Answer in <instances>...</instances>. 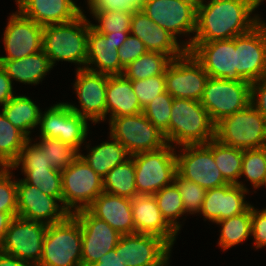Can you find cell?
I'll use <instances>...</instances> for the list:
<instances>
[{
  "label": "cell",
  "instance_id": "1",
  "mask_svg": "<svg viewBox=\"0 0 266 266\" xmlns=\"http://www.w3.org/2000/svg\"><path fill=\"white\" fill-rule=\"evenodd\" d=\"M208 1V2H207ZM197 10L192 42L232 39L249 32L262 18L246 0H207Z\"/></svg>",
  "mask_w": 266,
  "mask_h": 266
},
{
  "label": "cell",
  "instance_id": "2",
  "mask_svg": "<svg viewBox=\"0 0 266 266\" xmlns=\"http://www.w3.org/2000/svg\"><path fill=\"white\" fill-rule=\"evenodd\" d=\"M89 19L82 13L66 23L43 27L42 50L49 57L51 65L66 61L84 69L87 62V37Z\"/></svg>",
  "mask_w": 266,
  "mask_h": 266
},
{
  "label": "cell",
  "instance_id": "3",
  "mask_svg": "<svg viewBox=\"0 0 266 266\" xmlns=\"http://www.w3.org/2000/svg\"><path fill=\"white\" fill-rule=\"evenodd\" d=\"M214 138L215 124L200 101L173 99L169 122L171 146L179 148L186 145L206 144Z\"/></svg>",
  "mask_w": 266,
  "mask_h": 266
},
{
  "label": "cell",
  "instance_id": "4",
  "mask_svg": "<svg viewBox=\"0 0 266 266\" xmlns=\"http://www.w3.org/2000/svg\"><path fill=\"white\" fill-rule=\"evenodd\" d=\"M82 233L78 219L69 214L48 225L37 266H82Z\"/></svg>",
  "mask_w": 266,
  "mask_h": 266
},
{
  "label": "cell",
  "instance_id": "5",
  "mask_svg": "<svg viewBox=\"0 0 266 266\" xmlns=\"http://www.w3.org/2000/svg\"><path fill=\"white\" fill-rule=\"evenodd\" d=\"M215 139L243 150L266 147V120L249 104L215 124Z\"/></svg>",
  "mask_w": 266,
  "mask_h": 266
},
{
  "label": "cell",
  "instance_id": "6",
  "mask_svg": "<svg viewBox=\"0 0 266 266\" xmlns=\"http://www.w3.org/2000/svg\"><path fill=\"white\" fill-rule=\"evenodd\" d=\"M166 146L132 155L135 164V184L138 194L154 195L174 183L177 174L176 149Z\"/></svg>",
  "mask_w": 266,
  "mask_h": 266
},
{
  "label": "cell",
  "instance_id": "7",
  "mask_svg": "<svg viewBox=\"0 0 266 266\" xmlns=\"http://www.w3.org/2000/svg\"><path fill=\"white\" fill-rule=\"evenodd\" d=\"M62 205L70 213L87 209L102 193L103 178L80 156L61 171Z\"/></svg>",
  "mask_w": 266,
  "mask_h": 266
},
{
  "label": "cell",
  "instance_id": "8",
  "mask_svg": "<svg viewBox=\"0 0 266 266\" xmlns=\"http://www.w3.org/2000/svg\"><path fill=\"white\" fill-rule=\"evenodd\" d=\"M250 98L251 83L209 77L200 103L216 124L224 117L246 108L250 104Z\"/></svg>",
  "mask_w": 266,
  "mask_h": 266
},
{
  "label": "cell",
  "instance_id": "9",
  "mask_svg": "<svg viewBox=\"0 0 266 266\" xmlns=\"http://www.w3.org/2000/svg\"><path fill=\"white\" fill-rule=\"evenodd\" d=\"M108 122L109 135L119 141L131 156L155 151L168 144L164 133L143 113L114 117Z\"/></svg>",
  "mask_w": 266,
  "mask_h": 266
},
{
  "label": "cell",
  "instance_id": "10",
  "mask_svg": "<svg viewBox=\"0 0 266 266\" xmlns=\"http://www.w3.org/2000/svg\"><path fill=\"white\" fill-rule=\"evenodd\" d=\"M40 127V128H39ZM88 120L72 111L65 102H58L40 113V137L59 139L79 152L88 137Z\"/></svg>",
  "mask_w": 266,
  "mask_h": 266
},
{
  "label": "cell",
  "instance_id": "11",
  "mask_svg": "<svg viewBox=\"0 0 266 266\" xmlns=\"http://www.w3.org/2000/svg\"><path fill=\"white\" fill-rule=\"evenodd\" d=\"M208 73L190 51L174 58L165 71L166 91L173 98L200 101Z\"/></svg>",
  "mask_w": 266,
  "mask_h": 266
},
{
  "label": "cell",
  "instance_id": "12",
  "mask_svg": "<svg viewBox=\"0 0 266 266\" xmlns=\"http://www.w3.org/2000/svg\"><path fill=\"white\" fill-rule=\"evenodd\" d=\"M144 13L157 25L166 29L177 40V36H188L186 42L180 43L188 50L192 45L196 30L197 10L182 0H146Z\"/></svg>",
  "mask_w": 266,
  "mask_h": 266
},
{
  "label": "cell",
  "instance_id": "13",
  "mask_svg": "<svg viewBox=\"0 0 266 266\" xmlns=\"http://www.w3.org/2000/svg\"><path fill=\"white\" fill-rule=\"evenodd\" d=\"M47 226L41 222L14 217L0 244V251L38 265Z\"/></svg>",
  "mask_w": 266,
  "mask_h": 266
},
{
  "label": "cell",
  "instance_id": "14",
  "mask_svg": "<svg viewBox=\"0 0 266 266\" xmlns=\"http://www.w3.org/2000/svg\"><path fill=\"white\" fill-rule=\"evenodd\" d=\"M176 162L180 176L206 190L228 184L214 161L212 150L206 144L181 146L176 153Z\"/></svg>",
  "mask_w": 266,
  "mask_h": 266
},
{
  "label": "cell",
  "instance_id": "15",
  "mask_svg": "<svg viewBox=\"0 0 266 266\" xmlns=\"http://www.w3.org/2000/svg\"><path fill=\"white\" fill-rule=\"evenodd\" d=\"M76 80L73 84L74 91L79 100V106L66 103L67 106L92 123H100L106 118V86L108 75L93 72L87 69H75Z\"/></svg>",
  "mask_w": 266,
  "mask_h": 266
},
{
  "label": "cell",
  "instance_id": "16",
  "mask_svg": "<svg viewBox=\"0 0 266 266\" xmlns=\"http://www.w3.org/2000/svg\"><path fill=\"white\" fill-rule=\"evenodd\" d=\"M171 250L163 238L141 233L122 235L115 247L127 266H169Z\"/></svg>",
  "mask_w": 266,
  "mask_h": 266
},
{
  "label": "cell",
  "instance_id": "17",
  "mask_svg": "<svg viewBox=\"0 0 266 266\" xmlns=\"http://www.w3.org/2000/svg\"><path fill=\"white\" fill-rule=\"evenodd\" d=\"M236 71L253 83L266 75V22L261 20L249 32L235 37Z\"/></svg>",
  "mask_w": 266,
  "mask_h": 266
},
{
  "label": "cell",
  "instance_id": "18",
  "mask_svg": "<svg viewBox=\"0 0 266 266\" xmlns=\"http://www.w3.org/2000/svg\"><path fill=\"white\" fill-rule=\"evenodd\" d=\"M7 20L3 33L6 56H0V60H17L42 50L43 26L23 16L18 10Z\"/></svg>",
  "mask_w": 266,
  "mask_h": 266
},
{
  "label": "cell",
  "instance_id": "19",
  "mask_svg": "<svg viewBox=\"0 0 266 266\" xmlns=\"http://www.w3.org/2000/svg\"><path fill=\"white\" fill-rule=\"evenodd\" d=\"M73 215L81 226L82 266H90L114 249L122 235L107 222L93 216L87 209L79 210Z\"/></svg>",
  "mask_w": 266,
  "mask_h": 266
},
{
  "label": "cell",
  "instance_id": "20",
  "mask_svg": "<svg viewBox=\"0 0 266 266\" xmlns=\"http://www.w3.org/2000/svg\"><path fill=\"white\" fill-rule=\"evenodd\" d=\"M61 202L39 188L17 180V216L46 225L64 220L70 213Z\"/></svg>",
  "mask_w": 266,
  "mask_h": 266
},
{
  "label": "cell",
  "instance_id": "21",
  "mask_svg": "<svg viewBox=\"0 0 266 266\" xmlns=\"http://www.w3.org/2000/svg\"><path fill=\"white\" fill-rule=\"evenodd\" d=\"M187 51L201 63L209 77L243 80L236 71L235 37L211 42H192Z\"/></svg>",
  "mask_w": 266,
  "mask_h": 266
},
{
  "label": "cell",
  "instance_id": "22",
  "mask_svg": "<svg viewBox=\"0 0 266 266\" xmlns=\"http://www.w3.org/2000/svg\"><path fill=\"white\" fill-rule=\"evenodd\" d=\"M247 193L249 190L233 184L207 189L199 214L205 221L216 223L244 213L252 206L245 200Z\"/></svg>",
  "mask_w": 266,
  "mask_h": 266
},
{
  "label": "cell",
  "instance_id": "23",
  "mask_svg": "<svg viewBox=\"0 0 266 266\" xmlns=\"http://www.w3.org/2000/svg\"><path fill=\"white\" fill-rule=\"evenodd\" d=\"M130 34L139 38L147 51L163 53L172 59L187 51L172 34L157 25L142 10L133 12Z\"/></svg>",
  "mask_w": 266,
  "mask_h": 266
},
{
  "label": "cell",
  "instance_id": "24",
  "mask_svg": "<svg viewBox=\"0 0 266 266\" xmlns=\"http://www.w3.org/2000/svg\"><path fill=\"white\" fill-rule=\"evenodd\" d=\"M131 209L135 233L159 236L173 247L178 233L163 218L154 195H136Z\"/></svg>",
  "mask_w": 266,
  "mask_h": 266
},
{
  "label": "cell",
  "instance_id": "25",
  "mask_svg": "<svg viewBox=\"0 0 266 266\" xmlns=\"http://www.w3.org/2000/svg\"><path fill=\"white\" fill-rule=\"evenodd\" d=\"M18 11L41 26L66 23L82 13L73 0H15Z\"/></svg>",
  "mask_w": 266,
  "mask_h": 266
},
{
  "label": "cell",
  "instance_id": "26",
  "mask_svg": "<svg viewBox=\"0 0 266 266\" xmlns=\"http://www.w3.org/2000/svg\"><path fill=\"white\" fill-rule=\"evenodd\" d=\"M87 210L96 218L107 222L121 235L135 233L129 198L102 192Z\"/></svg>",
  "mask_w": 266,
  "mask_h": 266
},
{
  "label": "cell",
  "instance_id": "27",
  "mask_svg": "<svg viewBox=\"0 0 266 266\" xmlns=\"http://www.w3.org/2000/svg\"><path fill=\"white\" fill-rule=\"evenodd\" d=\"M85 69L107 75H123L125 69L120 63L118 45L91 26L87 37Z\"/></svg>",
  "mask_w": 266,
  "mask_h": 266
},
{
  "label": "cell",
  "instance_id": "28",
  "mask_svg": "<svg viewBox=\"0 0 266 266\" xmlns=\"http://www.w3.org/2000/svg\"><path fill=\"white\" fill-rule=\"evenodd\" d=\"M138 97L133 91L131 80L124 75H108L106 86V117L109 121L114 117L142 113Z\"/></svg>",
  "mask_w": 266,
  "mask_h": 266
},
{
  "label": "cell",
  "instance_id": "29",
  "mask_svg": "<svg viewBox=\"0 0 266 266\" xmlns=\"http://www.w3.org/2000/svg\"><path fill=\"white\" fill-rule=\"evenodd\" d=\"M0 66L13 81L37 85L53 69L43 50L17 60H0Z\"/></svg>",
  "mask_w": 266,
  "mask_h": 266
},
{
  "label": "cell",
  "instance_id": "30",
  "mask_svg": "<svg viewBox=\"0 0 266 266\" xmlns=\"http://www.w3.org/2000/svg\"><path fill=\"white\" fill-rule=\"evenodd\" d=\"M110 142H102L97 146L91 147L89 142L86 155L79 152V156L102 178L115 166L125 162L131 157L126 148L111 135Z\"/></svg>",
  "mask_w": 266,
  "mask_h": 266
},
{
  "label": "cell",
  "instance_id": "31",
  "mask_svg": "<svg viewBox=\"0 0 266 266\" xmlns=\"http://www.w3.org/2000/svg\"><path fill=\"white\" fill-rule=\"evenodd\" d=\"M4 116L28 138L39 125L41 109L25 95H15L1 109Z\"/></svg>",
  "mask_w": 266,
  "mask_h": 266
},
{
  "label": "cell",
  "instance_id": "32",
  "mask_svg": "<svg viewBox=\"0 0 266 266\" xmlns=\"http://www.w3.org/2000/svg\"><path fill=\"white\" fill-rule=\"evenodd\" d=\"M212 150L214 161L219 168L221 175L228 184L239 185L244 189L245 184L239 181L243 160V149L234 148L212 139L206 143Z\"/></svg>",
  "mask_w": 266,
  "mask_h": 266
},
{
  "label": "cell",
  "instance_id": "33",
  "mask_svg": "<svg viewBox=\"0 0 266 266\" xmlns=\"http://www.w3.org/2000/svg\"><path fill=\"white\" fill-rule=\"evenodd\" d=\"M105 193L132 199L137 193L135 184V164L132 157L115 166L103 178Z\"/></svg>",
  "mask_w": 266,
  "mask_h": 266
},
{
  "label": "cell",
  "instance_id": "34",
  "mask_svg": "<svg viewBox=\"0 0 266 266\" xmlns=\"http://www.w3.org/2000/svg\"><path fill=\"white\" fill-rule=\"evenodd\" d=\"M216 224L221 226L218 246L223 251L243 243L251 236V207L244 213L217 221Z\"/></svg>",
  "mask_w": 266,
  "mask_h": 266
},
{
  "label": "cell",
  "instance_id": "35",
  "mask_svg": "<svg viewBox=\"0 0 266 266\" xmlns=\"http://www.w3.org/2000/svg\"><path fill=\"white\" fill-rule=\"evenodd\" d=\"M172 58L159 52L147 51L125 67L123 75L129 80H143L159 74H165Z\"/></svg>",
  "mask_w": 266,
  "mask_h": 266
},
{
  "label": "cell",
  "instance_id": "36",
  "mask_svg": "<svg viewBox=\"0 0 266 266\" xmlns=\"http://www.w3.org/2000/svg\"><path fill=\"white\" fill-rule=\"evenodd\" d=\"M29 138L0 113V158L11 167Z\"/></svg>",
  "mask_w": 266,
  "mask_h": 266
},
{
  "label": "cell",
  "instance_id": "37",
  "mask_svg": "<svg viewBox=\"0 0 266 266\" xmlns=\"http://www.w3.org/2000/svg\"><path fill=\"white\" fill-rule=\"evenodd\" d=\"M22 180L39 188L44 194L57 198L62 204L61 171L53 168H21Z\"/></svg>",
  "mask_w": 266,
  "mask_h": 266
},
{
  "label": "cell",
  "instance_id": "38",
  "mask_svg": "<svg viewBox=\"0 0 266 266\" xmlns=\"http://www.w3.org/2000/svg\"><path fill=\"white\" fill-rule=\"evenodd\" d=\"M158 207L166 222L178 233L182 227L179 218L185 214L178 187L172 183L154 194Z\"/></svg>",
  "mask_w": 266,
  "mask_h": 266
},
{
  "label": "cell",
  "instance_id": "39",
  "mask_svg": "<svg viewBox=\"0 0 266 266\" xmlns=\"http://www.w3.org/2000/svg\"><path fill=\"white\" fill-rule=\"evenodd\" d=\"M38 141L36 139L35 143L45 151L48 164L53 169L62 171L79 156V151L74 146L66 144L59 139L39 136Z\"/></svg>",
  "mask_w": 266,
  "mask_h": 266
},
{
  "label": "cell",
  "instance_id": "40",
  "mask_svg": "<svg viewBox=\"0 0 266 266\" xmlns=\"http://www.w3.org/2000/svg\"><path fill=\"white\" fill-rule=\"evenodd\" d=\"M242 176L254 189L266 187V147L243 150L240 178Z\"/></svg>",
  "mask_w": 266,
  "mask_h": 266
},
{
  "label": "cell",
  "instance_id": "41",
  "mask_svg": "<svg viewBox=\"0 0 266 266\" xmlns=\"http://www.w3.org/2000/svg\"><path fill=\"white\" fill-rule=\"evenodd\" d=\"M173 97L167 92L159 94L154 100L147 104L142 113L146 118L161 132L164 133L167 143L169 144V122Z\"/></svg>",
  "mask_w": 266,
  "mask_h": 266
},
{
  "label": "cell",
  "instance_id": "42",
  "mask_svg": "<svg viewBox=\"0 0 266 266\" xmlns=\"http://www.w3.org/2000/svg\"><path fill=\"white\" fill-rule=\"evenodd\" d=\"M92 18L98 24L91 23V27L99 33H121L130 31L133 12L124 11H101L90 12Z\"/></svg>",
  "mask_w": 266,
  "mask_h": 266
},
{
  "label": "cell",
  "instance_id": "43",
  "mask_svg": "<svg viewBox=\"0 0 266 266\" xmlns=\"http://www.w3.org/2000/svg\"><path fill=\"white\" fill-rule=\"evenodd\" d=\"M174 184L180 192L186 214H198L205 198L206 189L197 183L187 180L178 173L175 175Z\"/></svg>",
  "mask_w": 266,
  "mask_h": 266
},
{
  "label": "cell",
  "instance_id": "44",
  "mask_svg": "<svg viewBox=\"0 0 266 266\" xmlns=\"http://www.w3.org/2000/svg\"><path fill=\"white\" fill-rule=\"evenodd\" d=\"M11 168L0 172V212L17 216V180Z\"/></svg>",
  "mask_w": 266,
  "mask_h": 266
},
{
  "label": "cell",
  "instance_id": "45",
  "mask_svg": "<svg viewBox=\"0 0 266 266\" xmlns=\"http://www.w3.org/2000/svg\"><path fill=\"white\" fill-rule=\"evenodd\" d=\"M131 83L142 109L159 94L166 91L165 74H159L143 80H132Z\"/></svg>",
  "mask_w": 266,
  "mask_h": 266
},
{
  "label": "cell",
  "instance_id": "46",
  "mask_svg": "<svg viewBox=\"0 0 266 266\" xmlns=\"http://www.w3.org/2000/svg\"><path fill=\"white\" fill-rule=\"evenodd\" d=\"M32 138H29L22 147L18 159L10 167L12 170L20 168H52L43 151Z\"/></svg>",
  "mask_w": 266,
  "mask_h": 266
},
{
  "label": "cell",
  "instance_id": "47",
  "mask_svg": "<svg viewBox=\"0 0 266 266\" xmlns=\"http://www.w3.org/2000/svg\"><path fill=\"white\" fill-rule=\"evenodd\" d=\"M146 0H88L90 12L124 11L136 12L144 8Z\"/></svg>",
  "mask_w": 266,
  "mask_h": 266
},
{
  "label": "cell",
  "instance_id": "48",
  "mask_svg": "<svg viewBox=\"0 0 266 266\" xmlns=\"http://www.w3.org/2000/svg\"><path fill=\"white\" fill-rule=\"evenodd\" d=\"M146 52L147 49L145 48L144 43L136 36L129 34L118 49V56L121 65L125 68Z\"/></svg>",
  "mask_w": 266,
  "mask_h": 266
},
{
  "label": "cell",
  "instance_id": "49",
  "mask_svg": "<svg viewBox=\"0 0 266 266\" xmlns=\"http://www.w3.org/2000/svg\"><path fill=\"white\" fill-rule=\"evenodd\" d=\"M251 236L256 249L266 247V208L251 206Z\"/></svg>",
  "mask_w": 266,
  "mask_h": 266
},
{
  "label": "cell",
  "instance_id": "50",
  "mask_svg": "<svg viewBox=\"0 0 266 266\" xmlns=\"http://www.w3.org/2000/svg\"><path fill=\"white\" fill-rule=\"evenodd\" d=\"M250 104L266 120V75L251 83Z\"/></svg>",
  "mask_w": 266,
  "mask_h": 266
},
{
  "label": "cell",
  "instance_id": "51",
  "mask_svg": "<svg viewBox=\"0 0 266 266\" xmlns=\"http://www.w3.org/2000/svg\"><path fill=\"white\" fill-rule=\"evenodd\" d=\"M13 82L0 66V106H4L15 95L13 92Z\"/></svg>",
  "mask_w": 266,
  "mask_h": 266
},
{
  "label": "cell",
  "instance_id": "52",
  "mask_svg": "<svg viewBox=\"0 0 266 266\" xmlns=\"http://www.w3.org/2000/svg\"><path fill=\"white\" fill-rule=\"evenodd\" d=\"M126 261L120 255V251H115V248L104 254L98 262L90 266H127Z\"/></svg>",
  "mask_w": 266,
  "mask_h": 266
},
{
  "label": "cell",
  "instance_id": "53",
  "mask_svg": "<svg viewBox=\"0 0 266 266\" xmlns=\"http://www.w3.org/2000/svg\"><path fill=\"white\" fill-rule=\"evenodd\" d=\"M0 266H37L31 262L21 260L13 255L0 251Z\"/></svg>",
  "mask_w": 266,
  "mask_h": 266
},
{
  "label": "cell",
  "instance_id": "54",
  "mask_svg": "<svg viewBox=\"0 0 266 266\" xmlns=\"http://www.w3.org/2000/svg\"><path fill=\"white\" fill-rule=\"evenodd\" d=\"M13 219L14 217L10 213L0 212V244L2 243L4 235Z\"/></svg>",
  "mask_w": 266,
  "mask_h": 266
},
{
  "label": "cell",
  "instance_id": "55",
  "mask_svg": "<svg viewBox=\"0 0 266 266\" xmlns=\"http://www.w3.org/2000/svg\"><path fill=\"white\" fill-rule=\"evenodd\" d=\"M103 34L106 38H110L115 44L118 45V49L121 47L123 42L126 40L128 35L130 34V31H121V33H101Z\"/></svg>",
  "mask_w": 266,
  "mask_h": 266
},
{
  "label": "cell",
  "instance_id": "56",
  "mask_svg": "<svg viewBox=\"0 0 266 266\" xmlns=\"http://www.w3.org/2000/svg\"><path fill=\"white\" fill-rule=\"evenodd\" d=\"M182 1H185L187 4L191 5L196 10L200 9L206 2V0H182Z\"/></svg>",
  "mask_w": 266,
  "mask_h": 266
},
{
  "label": "cell",
  "instance_id": "57",
  "mask_svg": "<svg viewBox=\"0 0 266 266\" xmlns=\"http://www.w3.org/2000/svg\"><path fill=\"white\" fill-rule=\"evenodd\" d=\"M248 1L255 9H257L264 0H246Z\"/></svg>",
  "mask_w": 266,
  "mask_h": 266
},
{
  "label": "cell",
  "instance_id": "58",
  "mask_svg": "<svg viewBox=\"0 0 266 266\" xmlns=\"http://www.w3.org/2000/svg\"><path fill=\"white\" fill-rule=\"evenodd\" d=\"M0 167L4 169L10 168L1 158H0Z\"/></svg>",
  "mask_w": 266,
  "mask_h": 266
}]
</instances>
